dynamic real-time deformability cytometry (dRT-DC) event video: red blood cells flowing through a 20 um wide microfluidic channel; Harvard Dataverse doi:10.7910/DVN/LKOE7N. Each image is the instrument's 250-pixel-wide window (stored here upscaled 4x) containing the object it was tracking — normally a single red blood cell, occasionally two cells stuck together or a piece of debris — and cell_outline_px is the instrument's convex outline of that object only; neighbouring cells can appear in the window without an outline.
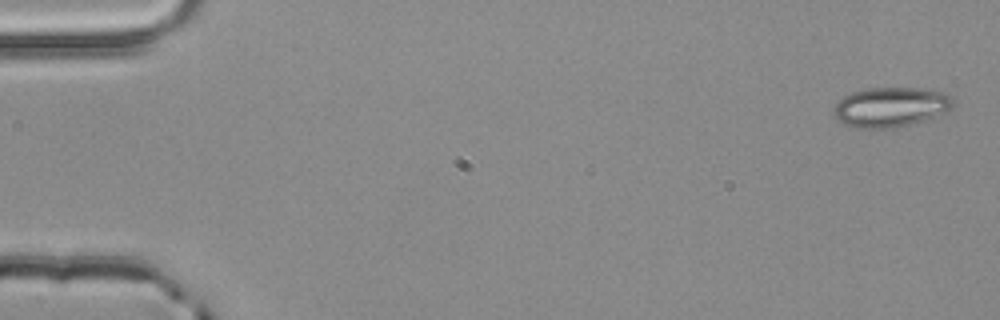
{"species": "common noctule bat (a hibernating species)", "species_latin": "Nyctalus noctula", "temperature_condition": "room temperature", "stored_images_in_passage": 4, "camera_frame_rate_fps": 3000, "um_per_image_px": 0.085, "animal": {"sex": "male", "body_mass_g": 20.4}, "frame": {"image": 1, "passage_image": 1, "time_ms": 0.0, "image_size_px": [1000, 320], "cell_outline_px": [[956, 100], [952, 108], [944, 112], [924, 120], [892, 128], [856, 128], [844, 124], [832, 112], [836, 100], [852, 92], [864, 88], [916, 88], [940, 92], [952, 96]], "centroid_in_image_um": [75.68, 9.09], "position_along_channel_um": 9.3, "area_um2": 27.63}}
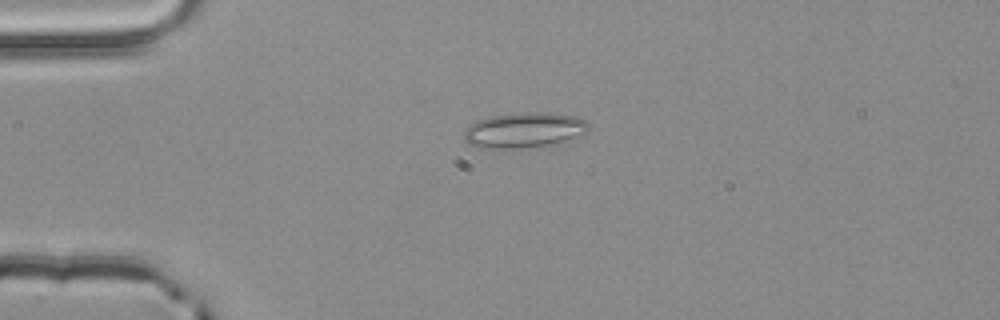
{"frame": {"image": 2, "passage_image": 3, "time_ms": 0.667, "image_size_px": [1000, 320], "cell_outline_px": [[592, 124], [584, 132], [560, 144], [520, 148], [476, 148], [468, 144], [464, 140], [464, 132], [468, 124], [476, 120], [492, 116], [528, 112], [556, 112], [576, 116]], "centroid_in_image_um": [44.54, 11.06], "position_along_channel_um": 40.5, "area_um2": 26.07}}